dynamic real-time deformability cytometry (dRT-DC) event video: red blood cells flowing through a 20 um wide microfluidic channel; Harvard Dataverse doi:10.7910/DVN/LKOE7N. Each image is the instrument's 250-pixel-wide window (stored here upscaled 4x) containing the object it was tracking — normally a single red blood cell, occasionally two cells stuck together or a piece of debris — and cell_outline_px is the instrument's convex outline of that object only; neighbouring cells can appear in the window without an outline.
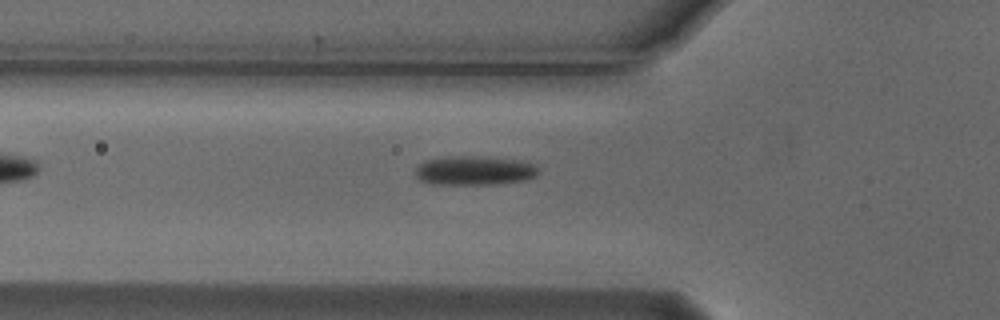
{"species": "Egyptian fruit bat (a non-hibernating species)", "species_latin": "Rousettus aegyptiacus", "temperature_condition": "cold", "stored_images_in_passage": 2, "camera_frame_rate_fps": 3000, "um_per_image_px": 0.085, "animal": {"sex": "male"}, "frame": {"image": 1, "passage_image": 2, "time_ms": 0.333, "image_size_px": [1000, 320], "cell_outline_px": [[540, 172], [536, 176], [528, 180], [496, 184], [432, 184], [420, 180], [416, 176], [416, 168], [420, 164], [428, 160], [448, 156], [484, 156], [520, 160], [536, 164], [540, 168]], "centroid_in_image_um": [40.41, 14.49], "position_along_channel_um": 85.4, "area_um2": 21.21}}